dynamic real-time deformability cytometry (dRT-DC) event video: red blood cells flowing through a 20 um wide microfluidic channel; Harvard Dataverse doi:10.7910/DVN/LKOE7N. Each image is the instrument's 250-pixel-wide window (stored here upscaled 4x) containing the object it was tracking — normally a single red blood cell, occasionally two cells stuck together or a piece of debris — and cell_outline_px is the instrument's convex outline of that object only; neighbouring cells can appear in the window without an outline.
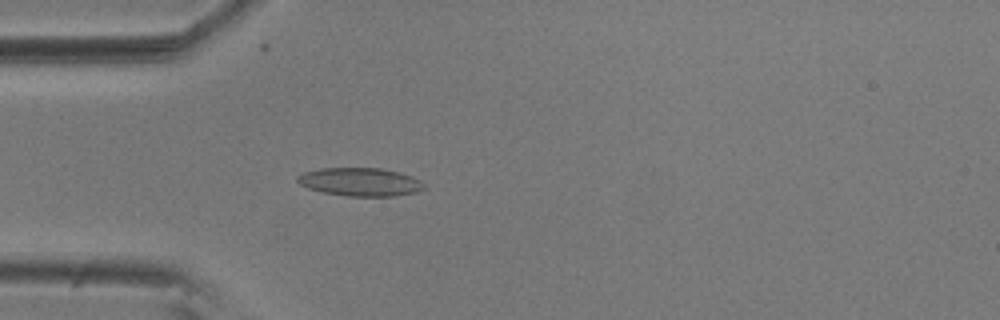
{"species": "common noctule bat (a hibernating species)", "species_latin": "Nyctalus noctula", "temperature_condition": "room temperature", "stored_images_in_passage": 56, "camera_frame_rate_fps": 3000, "um_per_image_px": 0.085, "animal": {"sex": "male", "body_mass_g": 20.5, "forearm_length_mm": 52.5}, "frame": {"image": 1, "passage_image": 16, "time_ms": 5.0, "image_size_px": [1000, 320], "cell_outline_px": [[424, 188], [416, 192], [396, 196], [348, 196], [324, 192], [308, 188], [300, 184], [296, 180], [296, 176], [304, 172], [320, 168], [380, 168], [400, 172], [412, 176], [420, 180], [424, 184]], "centroid_in_image_um": [30.62, 15.46], "position_along_channel_um": 54.4, "area_um2": 20.87}}
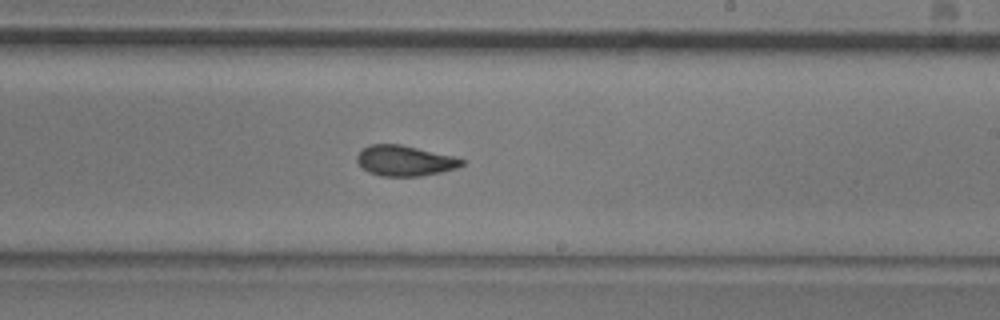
{"frame": {"image": 2, "passage_image": 33, "time_ms": 10.667, "image_size_px": [1000, 320], "cell_outline_px": [[464, 164], [456, 168], [440, 172], [420, 176], [380, 176], [368, 172], [356, 160], [356, 156], [368, 144], [400, 144], [452, 156], [464, 160]], "centroid_in_image_um": [34.38, 13.66], "position_along_channel_um": 254.6, "area_um2": 18.38}}
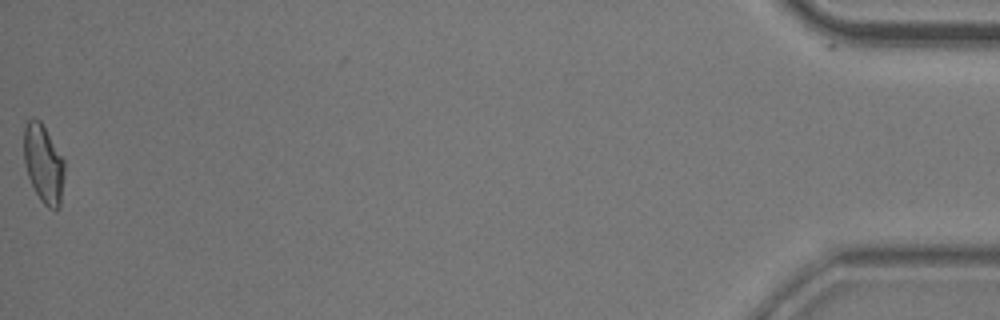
{"frame": {"image": 3, "passage_image": 56, "time_ms": 18.333, "image_size_px": [1000, 320], "cell_outline_px": [[64, 176], [60, 208], [56, 212], [48, 208], [40, 200], [28, 176], [24, 160], [24, 128], [28, 120], [32, 116], [40, 120], [64, 160]], "centroid_in_image_um": [3.71, 13.95], "position_along_channel_um": 431.5, "area_um2": 18.61}, "authors_computed_cell_mechanics": {"area_um2": 18.7272, "velocity_mm_per_s": 3.6128, "shape_relaxation_time_tau1_ms": null, "shape_relaxation_time_tau2_ms": 2.3291, "deformation_change_tau1": null, "deformation_change_tau2": 0.0879}}